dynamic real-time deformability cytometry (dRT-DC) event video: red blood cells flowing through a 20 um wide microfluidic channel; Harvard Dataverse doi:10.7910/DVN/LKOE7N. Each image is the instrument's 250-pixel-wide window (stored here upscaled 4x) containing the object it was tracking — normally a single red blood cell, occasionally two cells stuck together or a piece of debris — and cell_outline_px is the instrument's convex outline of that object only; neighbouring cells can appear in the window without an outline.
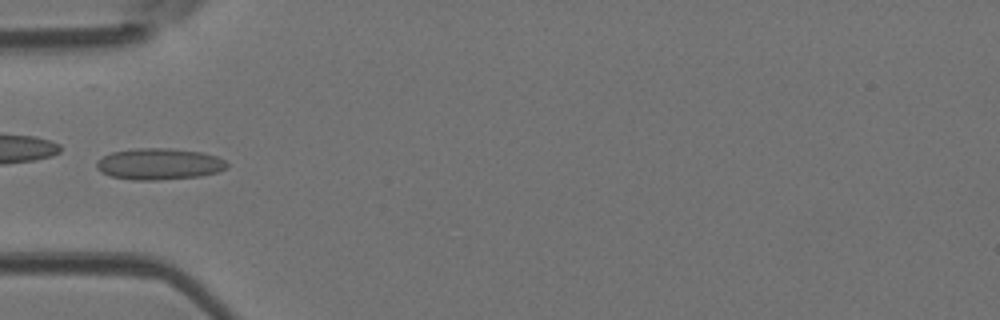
{"species": "Egyptian fruit bat (a non-hibernating species)", "species_latin": "Rousettus aegyptiacus", "temperature_condition": "room temperature", "stored_images_in_passage": 7, "camera_frame_rate_fps": 3000, "um_per_image_px": 0.085, "animal": {"sex": "female"}, "frame": {"image": 1, "passage_image": 6, "time_ms": 1.667, "image_size_px": [1000, 320], "cell_outline_px": [[228, 168], [216, 172], [200, 176], [156, 180], [132, 180], [108, 176], [100, 172], [96, 168], [96, 160], [112, 152], [136, 148], [168, 148], [204, 152], [216, 156], [224, 160], [228, 164]], "centroid_in_image_um": [13.5, 13.94], "position_along_channel_um": 71.5, "area_um2": 24.04}}
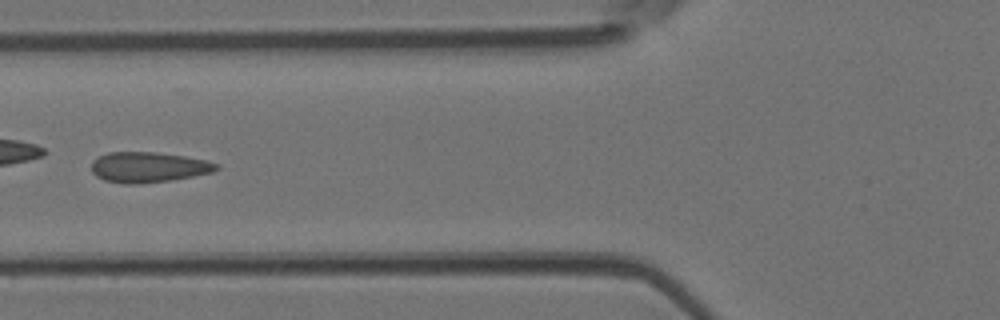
{"frame": {"image": 2, "passage_image": 7, "time_ms": 2.0, "image_size_px": [1000, 320], "cell_outline_px": [[220, 168], [212, 172], [172, 180], [140, 184], [124, 184], [104, 180], [96, 176], [92, 172], [92, 160], [108, 152], [156, 152], [184, 156], [204, 160], [220, 164]], "centroid_in_image_um": [12.6, 14.22], "position_along_channel_um": 113.2, "area_um2": 22.2}}